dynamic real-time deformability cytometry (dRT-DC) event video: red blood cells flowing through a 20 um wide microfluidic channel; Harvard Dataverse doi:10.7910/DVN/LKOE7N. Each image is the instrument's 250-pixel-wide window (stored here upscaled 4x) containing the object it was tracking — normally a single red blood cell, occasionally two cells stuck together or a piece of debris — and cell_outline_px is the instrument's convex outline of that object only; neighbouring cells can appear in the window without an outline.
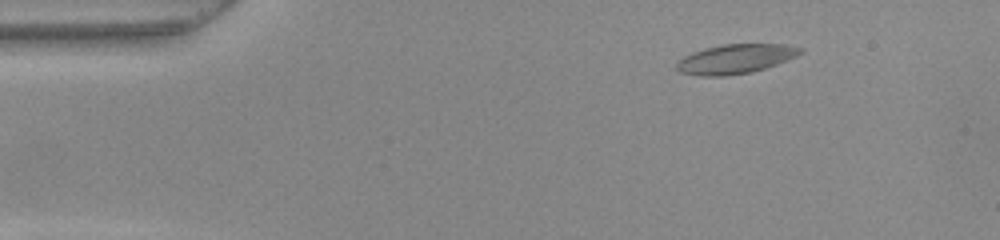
{"species": "common noctule bat (a hibernating species)", "species_latin": "Nyctalus noctula", "temperature_condition": "warm", "stored_images_in_passage": 46, "camera_frame_rate_fps": 3000, "um_per_image_px": 0.085, "animal": {"sex": "female", "body_mass_g": 22.0, "forearm_length_mm": 56.7}, "frame": {"image": 1, "passage_image": 1, "time_ms": 0.0, "image_size_px": [1000, 240], "cell_outline_px": [[804, 52], [788, 60], [752, 72], [724, 76], [700, 76], [680, 72], [676, 68], [676, 64], [684, 56], [692, 52], [704, 48], [720, 44], [784, 44], [804, 48]], "centroid_in_image_um": [62.52, 5.0], "position_along_channel_um": 22.5, "area_um2": 21.27}}
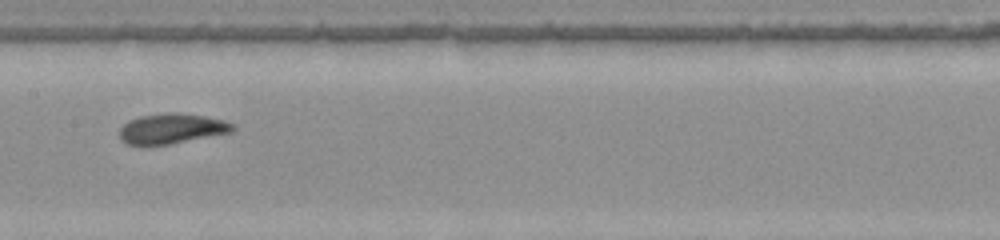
{"frame": {"image": 2, "passage_image": 20, "time_ms": 6.333, "image_size_px": [1000, 240], "cell_outline_px": [[236, 128], [232, 132], [168, 144], [128, 144], [120, 140], [120, 128], [128, 120], [140, 116], [176, 112], [204, 116], [224, 120], [232, 124]], "centroid_in_image_um": [14.59, 10.92], "position_along_channel_um": 192.8, "area_um2": 19.54}}
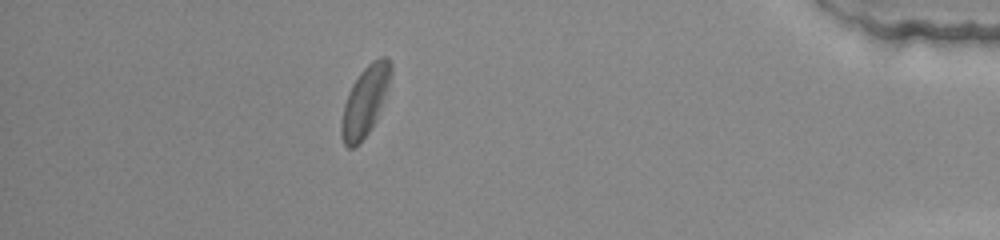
{"frame": {"image": 3, "passage_image": 40, "time_ms": 13.0, "image_size_px": [1000, 240], "cell_outline_px": [[392, 72], [388, 88], [376, 120], [372, 128], [360, 144], [352, 148], [348, 148], [344, 144], [340, 136], [340, 120], [344, 104], [348, 92], [352, 84], [360, 72], [372, 60], [380, 56], [384, 56], [392, 64]], "centroid_in_image_um": [31.01, 8.62], "position_along_channel_um": 404.2, "area_um2": 20.4}, "authors_computed_cell_mechanics": {"area_um2": 20.1433, "velocity_mm_per_s": 3.9095, "shape_relaxation_time_tau1_ms": 3.434, "shape_relaxation_time_tau2_ms": 1.4849, "deformation_change_tau1": 0.1141, "deformation_change_tau2": 0.072}}